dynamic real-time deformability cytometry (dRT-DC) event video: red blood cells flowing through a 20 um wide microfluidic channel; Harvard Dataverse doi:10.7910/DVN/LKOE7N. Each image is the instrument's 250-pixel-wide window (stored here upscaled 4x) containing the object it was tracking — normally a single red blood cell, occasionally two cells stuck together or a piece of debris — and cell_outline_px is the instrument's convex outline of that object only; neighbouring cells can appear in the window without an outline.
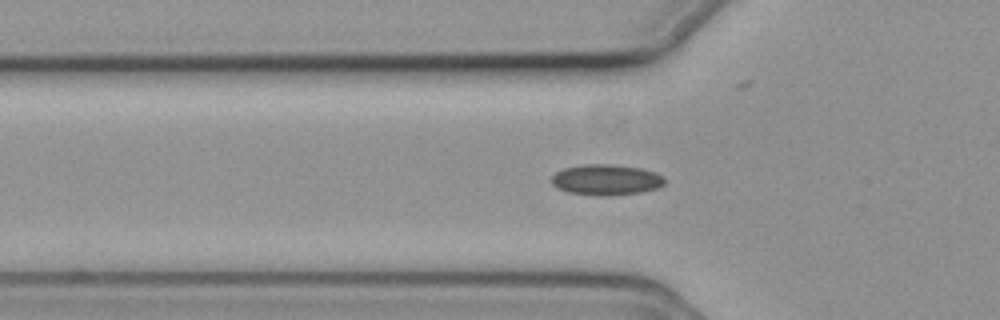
{"species": "common noctule bat (a hibernating species)", "species_latin": "Nyctalus noctula", "temperature_condition": "cold", "stored_images_in_passage": 35, "camera_frame_rate_fps": 3000, "um_per_image_px": 0.085, "animal": {"sex": "female", "body_mass_g": 19.3, "forearm_length_mm": 54.1}, "frame": {"image": 1, "passage_image": 3, "time_ms": 0.667, "image_size_px": [1000, 320], "cell_outline_px": [[664, 184], [656, 188], [640, 192], [608, 196], [596, 196], [568, 192], [556, 188], [552, 184], [552, 176], [556, 172], [564, 168], [584, 164], [612, 164], [640, 168], [656, 172], [664, 176]], "centroid_in_image_um": [51.51, 15.28], "position_along_channel_um": 74.3, "area_um2": 20.35}}
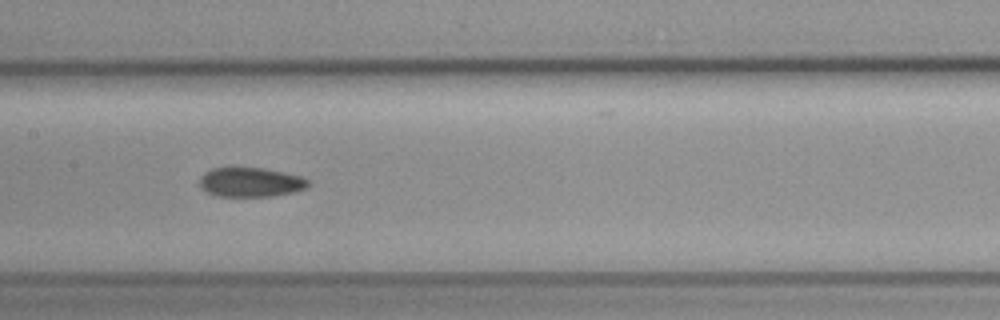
{"frame": {"image": 2, "passage_image": 12, "time_ms": 3.667, "image_size_px": [1000, 320], "cell_outline_px": [[308, 184], [304, 188], [292, 192], [272, 196], [216, 196], [204, 192], [200, 188], [200, 176], [204, 172], [212, 168], [264, 168], [284, 172], [300, 176], [308, 180]], "centroid_in_image_um": [21.23, 15.49], "position_along_channel_um": 186.2, "area_um2": 18.55}}
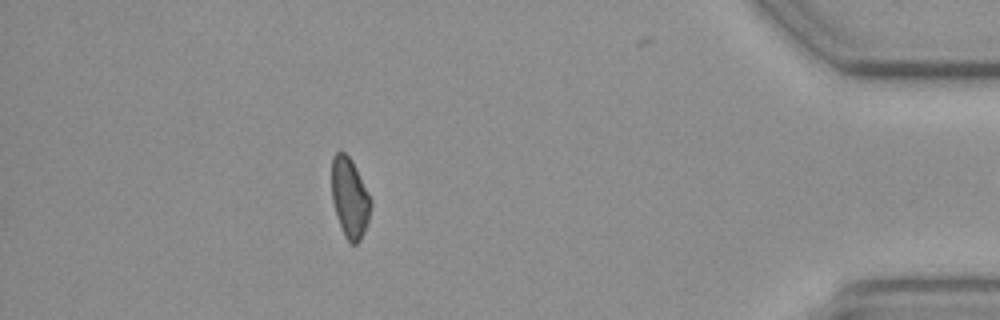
{"frame": {"image": 3, "passage_image": 34, "time_ms": 11.0, "image_size_px": [1000, 320], "cell_outline_px": [[372, 204], [368, 220], [364, 232], [360, 240], [356, 244], [348, 244], [344, 236], [332, 200], [332, 156], [336, 152], [344, 152], [352, 160], [372, 200]], "centroid_in_image_um": [29.73, 16.83], "position_along_channel_um": 405.5, "area_um2": 18.15}}